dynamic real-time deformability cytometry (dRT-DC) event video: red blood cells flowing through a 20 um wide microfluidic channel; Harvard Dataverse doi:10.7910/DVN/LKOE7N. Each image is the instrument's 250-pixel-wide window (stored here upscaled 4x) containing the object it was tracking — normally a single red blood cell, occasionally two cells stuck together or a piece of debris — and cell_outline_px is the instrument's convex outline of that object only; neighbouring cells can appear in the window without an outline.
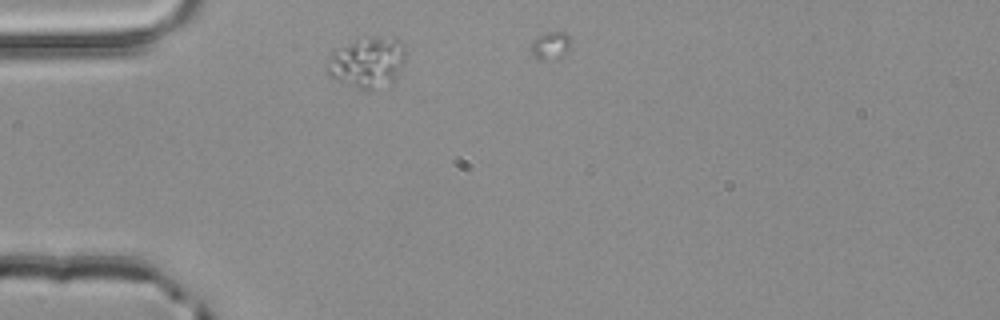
{"species": "common noctule bat (a hibernating species)", "species_latin": "Nyctalus noctula", "temperature_condition": "room temperature", "stored_images_in_passage": 1, "camera_frame_rate_fps": 3000, "um_per_image_px": 0.085, "animal": {"sex": "male", "body_mass_g": 20.4}, "frame": {"image": 1, "passage_image": 1, "time_ms": 0.0, "image_size_px": [1000, 320], "cell_outline_px": [[404, 64], [396, 80], [392, 84], [372, 92], [356, 88], [328, 76], [324, 68], [324, 64], [332, 52], [356, 40], [372, 36], [396, 36], [404, 44]], "centroid_in_image_um": [31.25, 5.33], "position_along_channel_um": 53.8, "area_um2": 24.04}}